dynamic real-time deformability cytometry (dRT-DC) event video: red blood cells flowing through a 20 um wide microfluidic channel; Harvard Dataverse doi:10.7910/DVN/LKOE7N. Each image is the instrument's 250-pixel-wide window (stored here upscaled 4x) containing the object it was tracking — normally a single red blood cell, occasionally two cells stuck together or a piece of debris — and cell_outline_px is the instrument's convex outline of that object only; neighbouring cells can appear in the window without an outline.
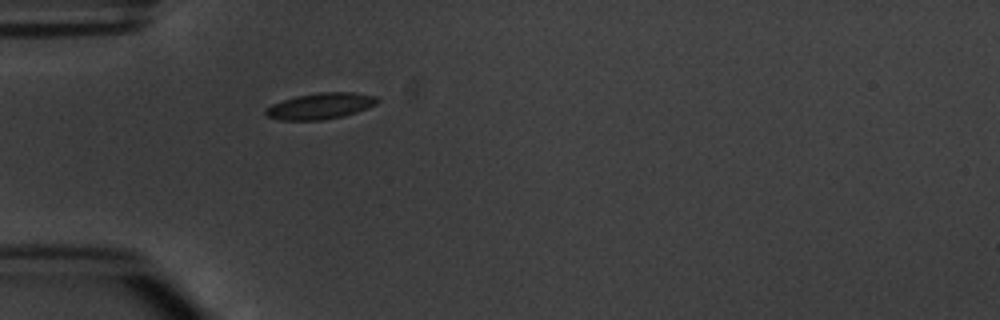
{"species": "common noctule bat (a hibernating species)", "species_latin": "Nyctalus noctula", "temperature_condition": "warm", "stored_images_in_passage": 6, "camera_frame_rate_fps": 3000, "um_per_image_px": 0.085, "animal": {"sex": "male", "body_mass_g": 20.1, "forearm_length_mm": 53.5}, "frame": {"image": 1, "passage_image": 6, "time_ms": 6.0, "image_size_px": [1000, 320], "cell_outline_px": [[380, 100], [376, 104], [356, 112], [344, 116], [320, 120], [280, 120], [264, 116], [264, 108], [272, 104], [296, 96], [316, 92], [352, 92], [376, 96]], "centroid_in_image_um": [27.19, 9.01], "position_along_channel_um": 57.8, "area_um2": 17.11}}